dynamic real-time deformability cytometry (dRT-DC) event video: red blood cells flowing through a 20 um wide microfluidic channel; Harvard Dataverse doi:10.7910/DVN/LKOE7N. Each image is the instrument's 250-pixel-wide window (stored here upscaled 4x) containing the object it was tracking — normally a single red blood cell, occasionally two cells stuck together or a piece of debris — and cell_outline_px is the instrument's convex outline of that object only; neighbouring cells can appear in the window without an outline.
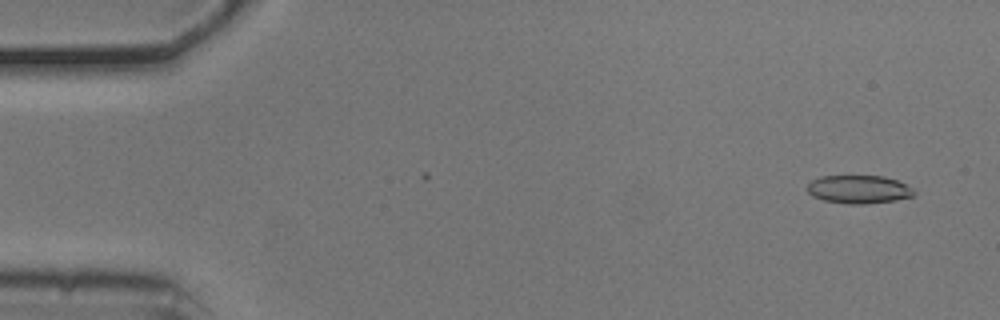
{"species": "common noctule bat (a hibernating species)", "species_latin": "Nyctalus noctula", "temperature_condition": "cold", "stored_images_in_passage": 15, "camera_frame_rate_fps": 3000, "um_per_image_px": 0.085, "animal": {"sex": "male", "body_mass_g": 20.5, "forearm_length_mm": 52.5}, "frame": {"image": 1, "passage_image": 3, "time_ms": 0.667, "image_size_px": [1000, 320], "cell_outline_px": [[916, 192], [912, 196], [896, 200], [864, 204], [848, 204], [824, 200], [812, 196], [808, 192], [808, 184], [812, 180], [820, 176], [884, 176], [896, 180], [912, 188]], "centroid_in_image_um": [72.98, 16.09], "position_along_channel_um": 12.0, "area_um2": 17.46}}
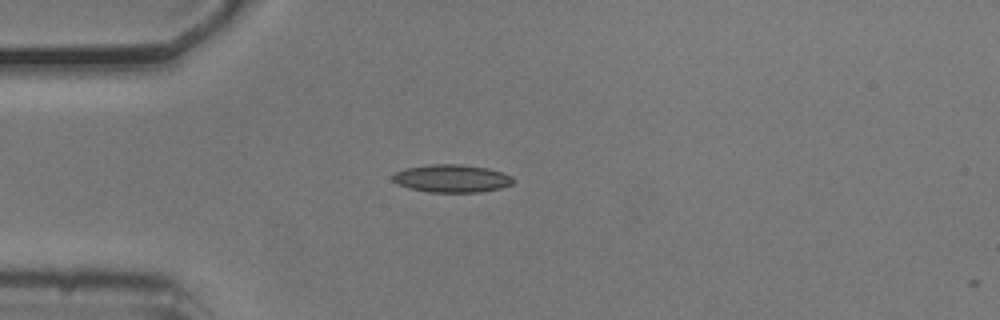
{"frame": {"image": 2, "passage_image": 14, "time_ms": 4.333, "image_size_px": [1000, 320], "cell_outline_px": [[516, 180], [512, 184], [500, 188], [480, 192], [428, 192], [408, 188], [396, 184], [392, 180], [392, 176], [396, 172], [404, 168], [428, 164], [464, 164], [488, 168], [504, 172], [512, 176]], "centroid_in_image_um": [38.4, 15.16], "position_along_channel_um": 46.6, "area_um2": 19.88}}